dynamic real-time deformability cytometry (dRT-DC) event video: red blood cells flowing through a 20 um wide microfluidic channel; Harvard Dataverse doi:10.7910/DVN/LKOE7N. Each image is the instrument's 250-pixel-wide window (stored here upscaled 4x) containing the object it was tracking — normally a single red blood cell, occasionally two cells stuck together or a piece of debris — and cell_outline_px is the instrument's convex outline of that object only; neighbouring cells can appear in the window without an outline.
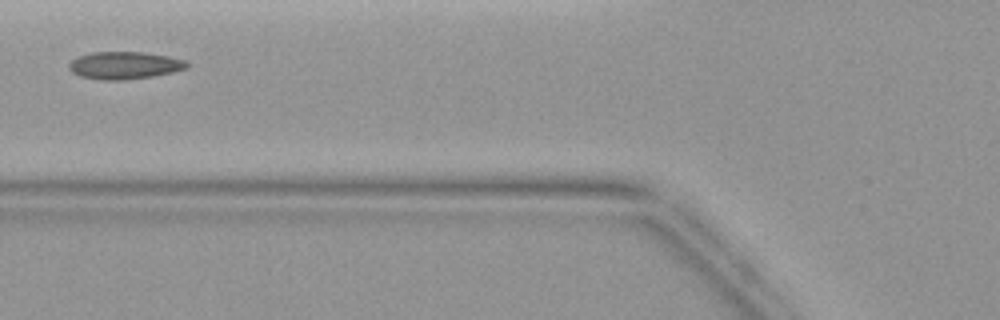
{"species": "common noctule bat (a hibernating species)", "species_latin": "Nyctalus noctula", "temperature_condition": "warm", "stored_images_in_passage": 3, "camera_frame_rate_fps": 3000, "um_per_image_px": 0.085, "animal": {"sex": "female", "body_mass_g": 19.9}, "frame": {"image": 1, "passage_image": 3, "time_ms": 2.333, "image_size_px": [1000, 320], "cell_outline_px": [[188, 68], [172, 72], [152, 76], [120, 80], [100, 80], [80, 76], [72, 72], [68, 68], [68, 64], [72, 60], [80, 56], [92, 52], [144, 52], [168, 56], [184, 60], [188, 64]], "centroid_in_image_um": [10.56, 5.55], "position_along_channel_um": 115.2, "area_um2": 18.73}}